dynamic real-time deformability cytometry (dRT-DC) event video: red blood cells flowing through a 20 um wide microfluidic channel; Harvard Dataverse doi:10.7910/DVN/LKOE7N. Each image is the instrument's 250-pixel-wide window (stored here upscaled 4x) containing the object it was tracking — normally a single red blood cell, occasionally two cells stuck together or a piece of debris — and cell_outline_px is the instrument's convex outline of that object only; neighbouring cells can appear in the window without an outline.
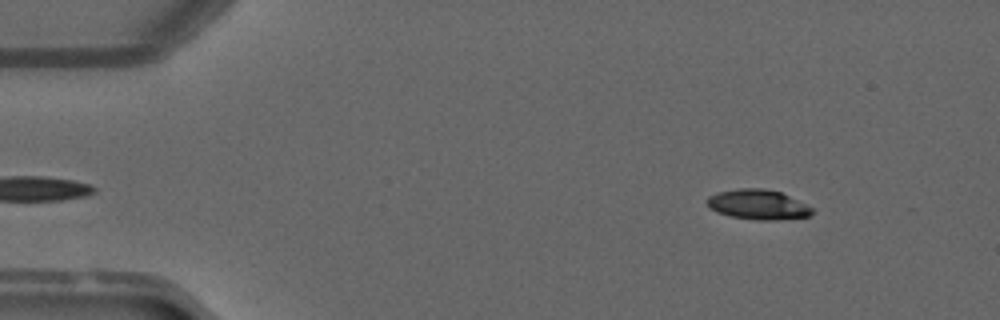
{"species": "common noctule bat (a hibernating species)", "species_latin": "Nyctalus noctula", "temperature_condition": "warm", "stored_images_in_passage": 46, "camera_frame_rate_fps": 3000, "um_per_image_px": 0.085, "animal": {"sex": "male", "forearm_length_mm": 52.5}, "frame": {"image": 1, "passage_image": 2, "time_ms": 0.333, "image_size_px": [1000, 320], "cell_outline_px": [[812, 212], [808, 216], [776, 220], [760, 220], [728, 216], [716, 212], [708, 208], [708, 196], [720, 192], [740, 188], [764, 188], [780, 192], [808, 204], [812, 208]], "centroid_in_image_um": [64.42, 17.39], "position_along_channel_um": 20.6, "area_um2": 18.26}}
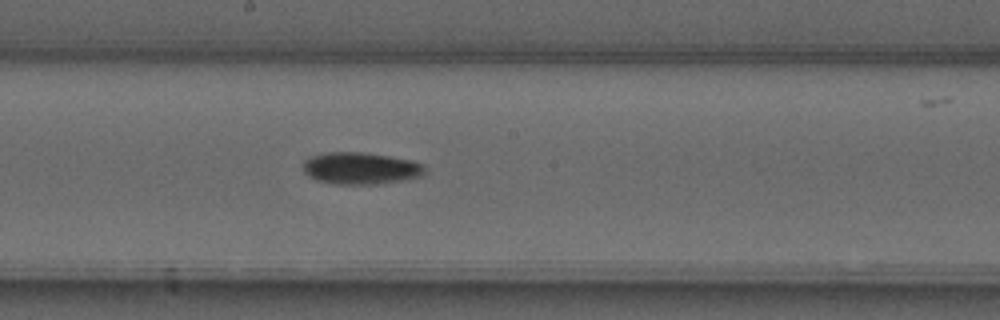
{"frame": {"image": 2, "passage_image": 23, "time_ms": 7.333, "image_size_px": [1000, 320], "cell_outline_px": [[424, 172], [420, 176], [404, 180], [380, 184], [336, 184], [316, 180], [308, 176], [304, 172], [304, 160], [312, 156], [328, 152], [360, 152], [388, 156], [412, 160], [424, 164]], "centroid_in_image_um": [30.65, 14.31], "position_along_channel_um": 217.5, "area_um2": 22.6}}
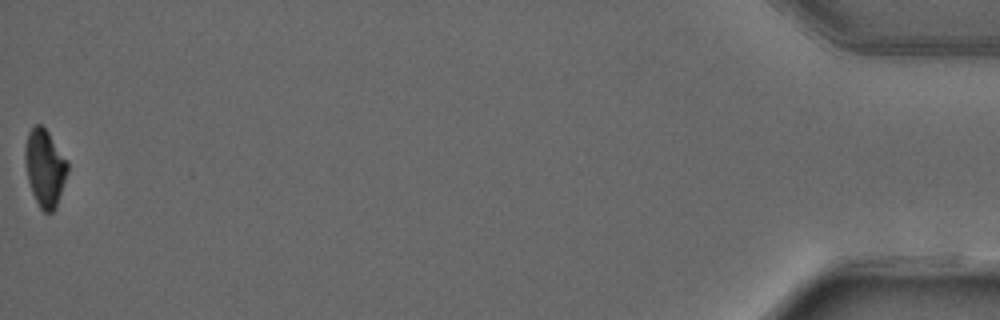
{"frame": {"image": 3, "passage_image": 46, "time_ms": 15.0, "image_size_px": [1000, 320], "cell_outline_px": [[68, 172], [56, 208], [52, 212], [44, 212], [40, 208], [32, 192], [28, 180], [24, 156], [24, 152], [28, 132], [36, 124], [40, 124], [48, 132], [68, 160]], "centroid_in_image_um": [3.82, 14.27], "position_along_channel_um": 431.4, "area_um2": 19.07}, "authors_computed_cell_mechanics": {"area_um2": 20.23, "velocity_mm_per_s": 4.1092, "shape_relaxation_time_tau1_ms": 11.0607, "shape_relaxation_time_tau2_ms": 9.435, "deformation_change_tau1": 0.274, "deformation_change_tau2": 0.1421}}